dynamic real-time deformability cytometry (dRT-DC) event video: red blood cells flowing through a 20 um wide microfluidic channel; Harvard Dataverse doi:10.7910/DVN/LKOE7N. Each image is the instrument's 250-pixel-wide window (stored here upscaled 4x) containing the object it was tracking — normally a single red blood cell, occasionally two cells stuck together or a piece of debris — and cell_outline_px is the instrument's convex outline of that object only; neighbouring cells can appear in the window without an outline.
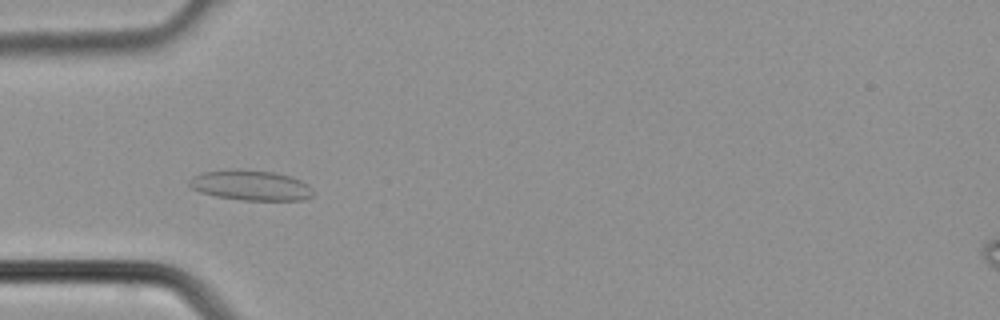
{"species": "common noctule bat (a hibernating species)", "species_latin": "Nyctalus noctula", "temperature_condition": "cold", "stored_images_in_passage": 30, "camera_frame_rate_fps": 3000, "um_per_image_px": 0.085, "animal": {"sex": "male", "body_mass_g": 21.5, "forearm_length_mm": 52.0}, "frame": {"image": 1, "passage_image": 6, "time_ms": 1.667, "image_size_px": [1000, 320], "cell_outline_px": [[312, 196], [304, 200], [244, 200], [216, 196], [200, 192], [192, 188], [188, 184], [188, 180], [204, 172], [232, 168], [240, 168], [272, 172], [292, 176], [308, 184], [312, 188]], "centroid_in_image_um": [21.32, 15.74], "position_along_channel_um": 63.7, "area_um2": 21.91}}
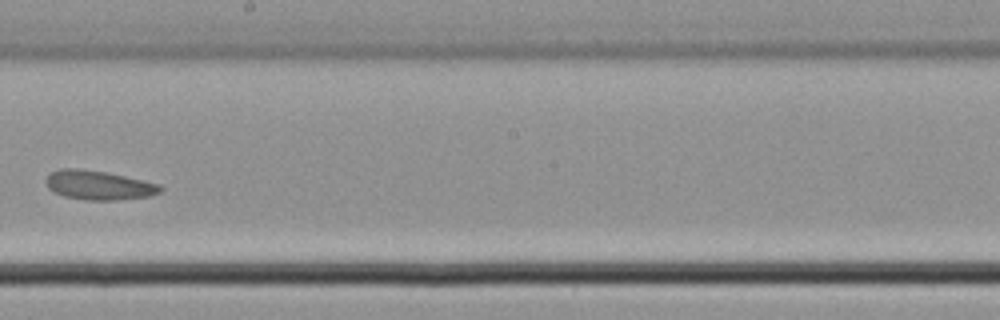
{"frame": {"image": 2, "passage_image": 16, "time_ms": 5.0, "image_size_px": [1000, 320], "cell_outline_px": [[164, 188], [160, 192], [148, 196], [116, 200], [84, 200], [64, 196], [48, 188], [44, 180], [48, 172], [60, 168], [76, 168], [104, 172], [124, 176], [160, 184]], "centroid_in_image_um": [8.34, 15.73], "position_along_channel_um": 239.9, "area_um2": 19.48}}
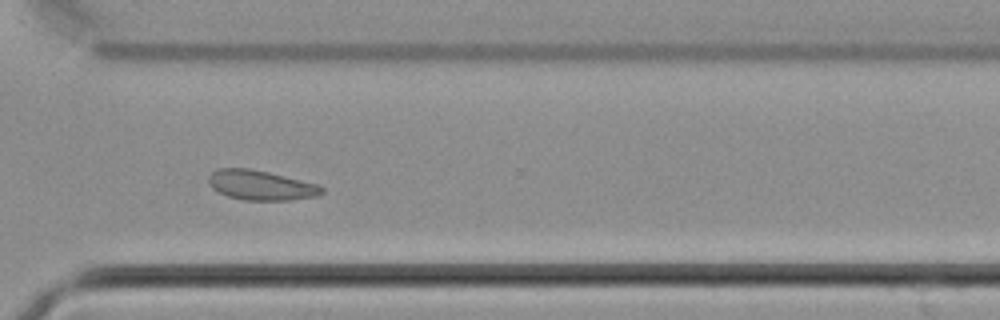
{"frame": {"image": 3, "passage_image": 22, "time_ms": 7.0, "image_size_px": [1000, 320], "cell_outline_px": [[324, 192], [316, 196], [292, 200], [244, 200], [228, 196], [212, 188], [208, 184], [208, 176], [216, 168], [248, 168], [268, 172], [320, 184], [324, 188]], "centroid_in_image_um": [22.18, 15.74], "position_along_channel_um": 348.4, "area_um2": 19.77}}